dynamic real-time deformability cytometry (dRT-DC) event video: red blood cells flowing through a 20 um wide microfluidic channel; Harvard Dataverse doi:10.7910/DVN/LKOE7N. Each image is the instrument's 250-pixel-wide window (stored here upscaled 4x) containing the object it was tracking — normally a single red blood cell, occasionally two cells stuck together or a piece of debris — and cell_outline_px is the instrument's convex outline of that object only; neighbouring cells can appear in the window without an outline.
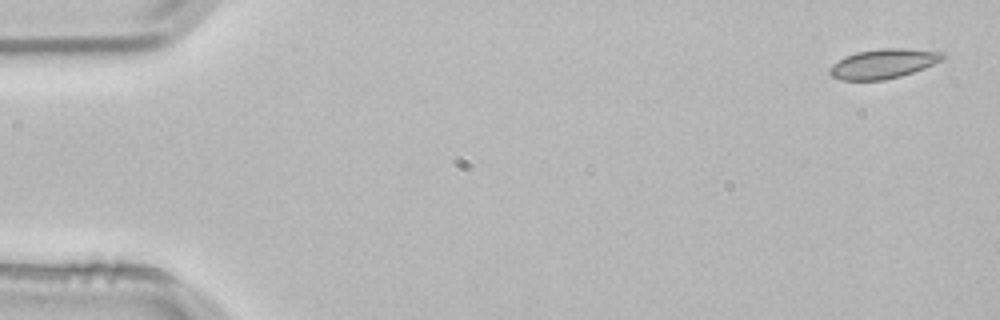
{"species": "common noctule bat (a hibernating species)", "species_latin": "Nyctalus noctula", "temperature_condition": "room temperature", "stored_images_in_passage": 4, "segment_of_instrument_passage": [1, 2], "camera_frame_rate_fps": 3000, "um_per_image_px": 0.085, "animal": {"sex": "male", "body_mass_g": 21.5, "forearm_length_mm": 52.0}, "frame": {"image": 1, "passage_image": 1, "time_ms": 0.0, "image_size_px": [1000, 320], "cell_outline_px": [[948, 56], [944, 60], [924, 68], [900, 76], [884, 80], [840, 80], [832, 76], [828, 72], [828, 68], [832, 64], [844, 56], [856, 52], [880, 48], [908, 48], [944, 52]], "centroid_in_image_um": [75.1, 5.4], "position_along_channel_um": 9.9, "area_um2": 19.77}}